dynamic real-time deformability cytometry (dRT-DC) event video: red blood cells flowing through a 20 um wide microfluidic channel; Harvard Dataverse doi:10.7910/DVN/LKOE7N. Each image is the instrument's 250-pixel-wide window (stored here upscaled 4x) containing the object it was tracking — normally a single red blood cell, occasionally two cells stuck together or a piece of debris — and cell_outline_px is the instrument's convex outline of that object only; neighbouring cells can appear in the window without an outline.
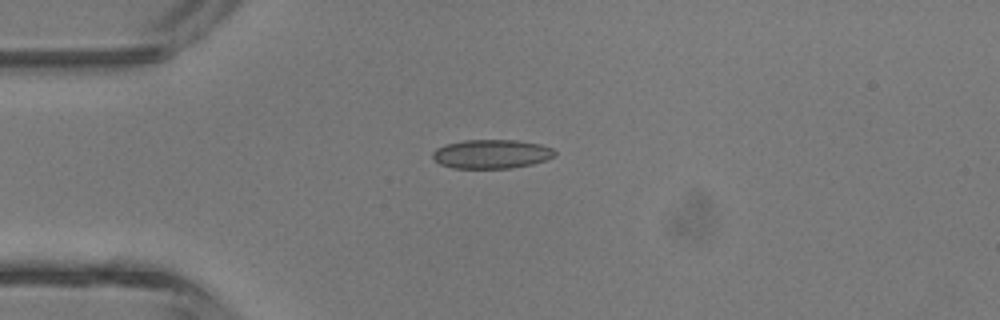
{"species": "common noctule bat (a hibernating species)", "species_latin": "Nyctalus noctula", "temperature_condition": "room temperature", "stored_images_in_passage": 3, "camera_frame_rate_fps": 3000, "um_per_image_px": 0.085, "animal": {"sex": "male", "body_mass_g": 13.3}, "frame": {"image": 1, "passage_image": 1, "time_ms": 0.0, "image_size_px": [1000, 320], "cell_outline_px": [[556, 156], [532, 164], [512, 168], [452, 168], [440, 164], [432, 160], [432, 152], [436, 148], [444, 144], [464, 140], [516, 140], [540, 144], [552, 148], [556, 152]], "centroid_in_image_um": [41.74, 13.09], "position_along_channel_um": 43.3, "area_um2": 20.81}}
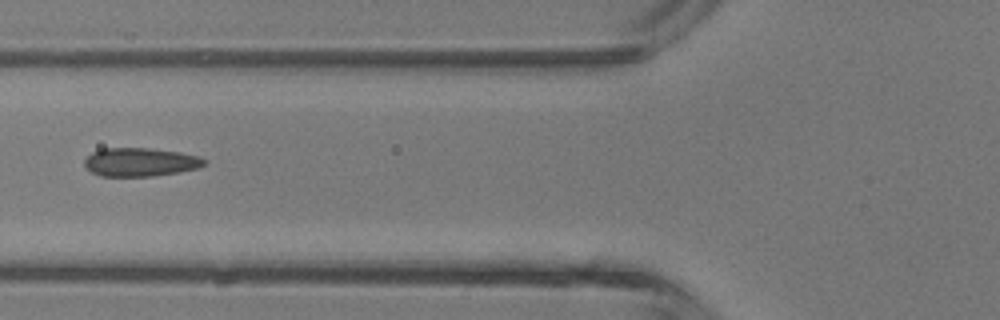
{"frame": {"image": 2, "passage_image": 3, "time_ms": 2.0, "image_size_px": [1000, 320], "cell_outline_px": [[208, 160], [200, 168], [180, 172], [152, 176], [100, 176], [84, 168], [84, 160], [92, 152], [100, 148], [148, 148], [180, 152], [200, 156]], "centroid_in_image_um": [11.93, 13.78], "position_along_channel_um": 113.9, "area_um2": 20.17}}